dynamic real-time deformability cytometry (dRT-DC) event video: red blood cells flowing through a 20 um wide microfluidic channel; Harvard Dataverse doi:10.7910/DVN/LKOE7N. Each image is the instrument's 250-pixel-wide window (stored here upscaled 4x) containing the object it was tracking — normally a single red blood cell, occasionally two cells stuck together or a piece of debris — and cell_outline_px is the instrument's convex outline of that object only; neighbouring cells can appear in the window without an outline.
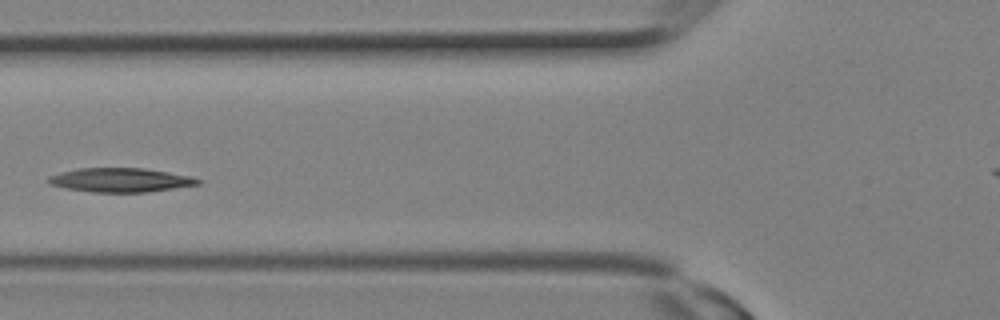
{"species": "Egyptian fruit bat (a non-hibernating species)", "species_latin": "Rousettus aegyptiacus", "temperature_condition": "room temperature", "stored_images_in_passage": 11, "camera_frame_rate_fps": 3000, "um_per_image_px": 0.085, "animal": {"sex": "female"}, "frame": {"image": 1, "passage_image": 7, "time_ms": 2.0, "image_size_px": [1000, 320], "cell_outline_px": [[200, 184], [148, 192], [92, 192], [64, 188], [48, 184], [48, 176], [60, 172], [80, 168], [144, 168], [192, 176], [200, 180]], "centroid_in_image_um": [10.21, 15.3], "position_along_channel_um": 115.6, "area_um2": 20.98}}
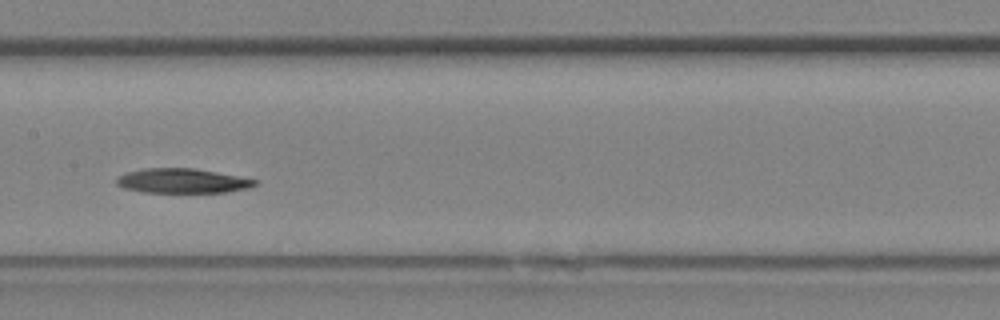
{"frame": {"image": 2, "passage_image": 10, "time_ms": 3.0, "image_size_px": [1000, 320], "cell_outline_px": [[256, 184], [248, 188], [224, 192], [144, 192], [124, 188], [116, 184], [116, 180], [120, 176], [128, 172], [144, 168], [192, 168], [216, 172], [256, 180]], "centroid_in_image_um": [15.46, 15.37], "position_along_channel_um": 191.9, "area_um2": 19.42}}